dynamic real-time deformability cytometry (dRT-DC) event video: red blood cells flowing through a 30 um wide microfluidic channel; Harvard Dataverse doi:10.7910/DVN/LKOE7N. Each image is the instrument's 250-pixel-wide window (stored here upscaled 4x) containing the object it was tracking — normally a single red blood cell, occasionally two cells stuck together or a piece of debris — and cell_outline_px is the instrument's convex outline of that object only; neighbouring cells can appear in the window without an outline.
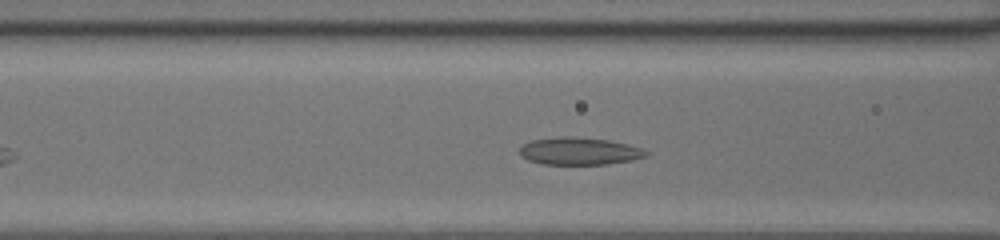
{"species": "common noctule bat (a hibernating species)", "species_latin": "Nyctalus noctula", "temperature_condition": "room temperature", "stored_images_in_passage": 32, "camera_frame_rate_fps": 3000, "um_per_image_px": 0.085, "animal": {"sex": "female", "body_mass_g": 20.0, "forearm_length_mm": 54.0}, "frame": {"image": 1, "passage_image": 10, "time_ms": 3.0, "image_size_px": [1000, 240], "cell_outline_px": [[648, 152], [644, 156], [632, 160], [608, 164], [544, 164], [528, 160], [520, 156], [520, 148], [524, 144], [532, 140], [564, 136], [608, 140], [628, 144], [640, 148]], "centroid_in_image_um": [49.21, 12.85], "position_along_channel_um": 117.4, "area_um2": 19.88}}
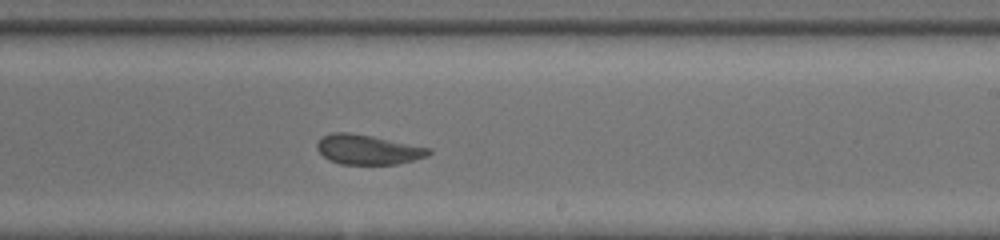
{"frame": {"image": 2, "passage_image": 20, "time_ms": 6.333, "image_size_px": [1000, 240], "cell_outline_px": [[432, 152], [428, 156], [396, 164], [340, 164], [324, 156], [316, 148], [316, 144], [324, 136], [332, 132], [348, 132], [372, 136], [432, 148]], "centroid_in_image_um": [31.3, 12.71], "position_along_channel_um": 257.7, "area_um2": 19.19}}
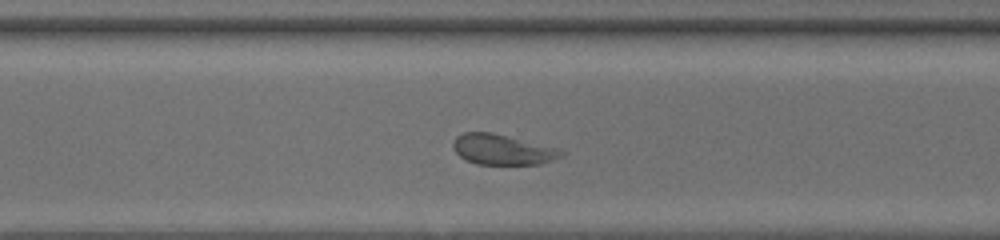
{"frame": {"image": 3, "passage_image": 25, "time_ms": 8.0, "image_size_px": [1000, 240], "cell_outline_px": [[568, 152], [564, 156], [540, 164], [476, 164], [464, 160], [452, 148], [452, 140], [456, 136], [464, 132], [492, 132], [556, 148]], "centroid_in_image_um": [42.68, 12.71], "position_along_channel_um": 327.9, "area_um2": 19.25}, "authors_computed_cell_mechanics": {"area_um2": 19.4208, "velocity_mm_per_s": 4.2128, "shape_relaxation_time_tau1_ms": null, "shape_relaxation_time_tau2_ms": 1.8361, "deformation_change_tau1": null, "deformation_change_tau2": 0.0655}}